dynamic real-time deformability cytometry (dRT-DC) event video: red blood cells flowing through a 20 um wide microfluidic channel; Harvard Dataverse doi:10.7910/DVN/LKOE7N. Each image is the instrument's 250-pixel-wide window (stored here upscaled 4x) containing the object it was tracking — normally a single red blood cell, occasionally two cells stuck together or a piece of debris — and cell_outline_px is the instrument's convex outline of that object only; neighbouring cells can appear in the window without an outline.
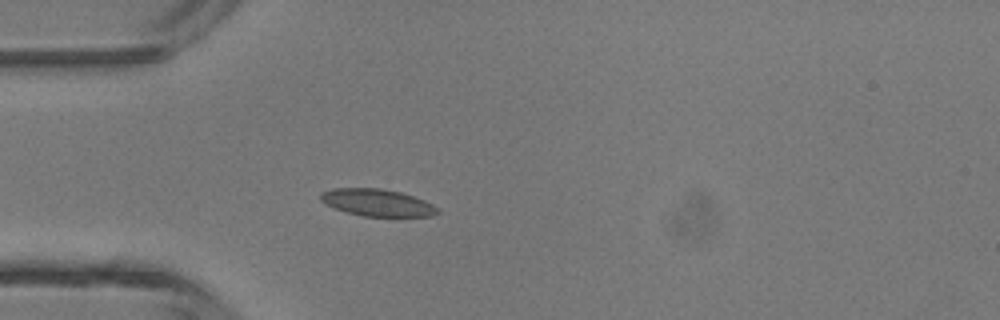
{"species": "common noctule bat (a hibernating species)", "species_latin": "Nyctalus noctula", "temperature_condition": "room temperature", "stored_images_in_passage": 3, "camera_frame_rate_fps": 3000, "um_per_image_px": 0.085, "animal": {"sex": "male", "body_mass_g": 13.3}, "frame": {"image": 1, "passage_image": 3, "time_ms": 0.667, "image_size_px": [1000, 320], "cell_outline_px": [[440, 212], [432, 216], [360, 216], [324, 204], [320, 200], [320, 192], [332, 188], [380, 188], [400, 192], [424, 200], [432, 204]], "centroid_in_image_um": [32.02, 17.21], "position_along_channel_um": 53.0, "area_um2": 18.38}}